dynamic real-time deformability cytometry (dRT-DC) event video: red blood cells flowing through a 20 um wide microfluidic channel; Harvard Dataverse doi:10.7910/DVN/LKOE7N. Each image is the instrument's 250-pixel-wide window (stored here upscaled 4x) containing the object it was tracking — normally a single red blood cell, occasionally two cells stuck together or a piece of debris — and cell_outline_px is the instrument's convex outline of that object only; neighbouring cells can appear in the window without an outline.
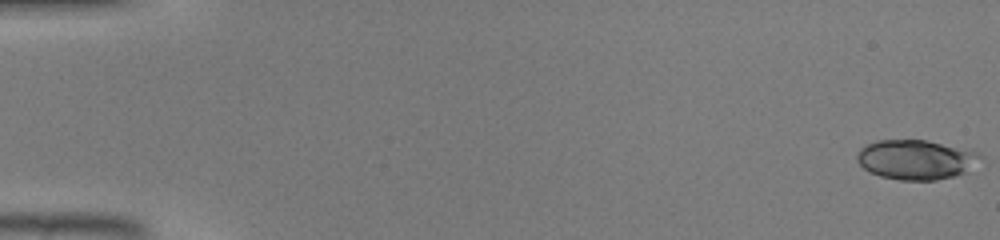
{"species": "common noctule bat (a hibernating species)", "species_latin": "Nyctalus noctula", "temperature_condition": "warm", "stored_images_in_passage": 46, "camera_frame_rate_fps": 3000, "um_per_image_px": 0.085, "animal": {"sex": "male", "body_mass_g": 19.0, "forearm_length_mm": 50.8}, "frame": {"image": 1, "passage_image": 1, "time_ms": 0.0, "image_size_px": [1000, 240], "cell_outline_px": [[984, 156], [968, 172], [956, 176], [936, 180], [900, 180], [880, 176], [864, 168], [856, 160], [856, 156], [860, 148], [876, 140], [924, 140], [972, 148], [980, 152]], "centroid_in_image_um": [77.95, 13.56], "position_along_channel_um": 7.1, "area_um2": 29.02}}
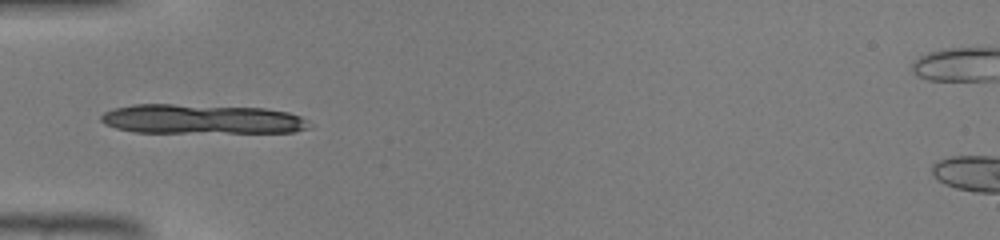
{"frame": {"image": 2, "passage_image": 16, "time_ms": 5.0, "image_size_px": [1000, 240], "cell_outline_px": [[312, 128], [296, 132], [136, 132], [116, 128], [104, 124], [100, 120], [100, 116], [104, 112], [112, 108], [132, 104], [172, 104], [264, 108], [288, 112], [300, 116], [308, 120]], "centroid_in_image_um": [17.14, 10.12], "position_along_channel_um": 67.9, "area_um2": 36.01}}
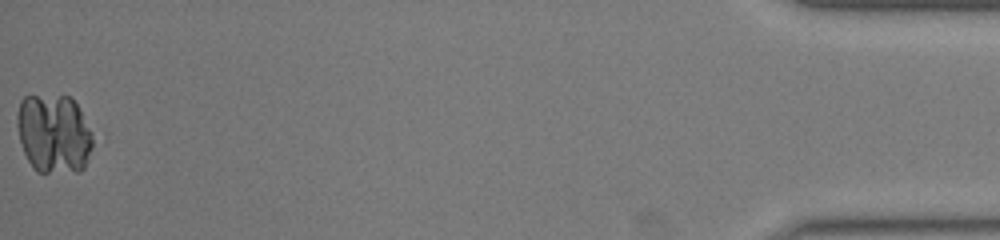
{"frame": {"image": 3, "passage_image": 46, "time_ms": 15.0, "image_size_px": [1000, 240], "cell_outline_px": [[92, 144], [84, 168], [80, 172], [36, 172], [32, 168], [24, 152], [20, 140], [16, 124], [16, 116], [20, 100], [24, 96], [68, 96], [76, 104], [92, 132]], "centroid_in_image_um": [4.54, 11.38], "position_along_channel_um": 430.7, "area_um2": 34.91}}